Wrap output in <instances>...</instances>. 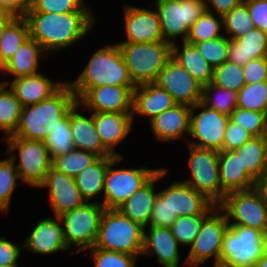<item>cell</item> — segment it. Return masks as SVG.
I'll return each mask as SVG.
<instances>
[{
  "mask_svg": "<svg viewBox=\"0 0 267 267\" xmlns=\"http://www.w3.org/2000/svg\"><path fill=\"white\" fill-rule=\"evenodd\" d=\"M24 17L28 22L30 37L47 54L71 47L86 36L96 22L93 12H27Z\"/></svg>",
  "mask_w": 267,
  "mask_h": 267,
  "instance_id": "1",
  "label": "cell"
},
{
  "mask_svg": "<svg viewBox=\"0 0 267 267\" xmlns=\"http://www.w3.org/2000/svg\"><path fill=\"white\" fill-rule=\"evenodd\" d=\"M77 102L74 92L65 83L49 99L24 106L16 131L11 136L44 141Z\"/></svg>",
  "mask_w": 267,
  "mask_h": 267,
  "instance_id": "2",
  "label": "cell"
},
{
  "mask_svg": "<svg viewBox=\"0 0 267 267\" xmlns=\"http://www.w3.org/2000/svg\"><path fill=\"white\" fill-rule=\"evenodd\" d=\"M79 101L91 88L104 85L135 86L116 43L96 51L76 81L66 82Z\"/></svg>",
  "mask_w": 267,
  "mask_h": 267,
  "instance_id": "3",
  "label": "cell"
},
{
  "mask_svg": "<svg viewBox=\"0 0 267 267\" xmlns=\"http://www.w3.org/2000/svg\"><path fill=\"white\" fill-rule=\"evenodd\" d=\"M144 227L118 209H104L95 248L139 256L143 249Z\"/></svg>",
  "mask_w": 267,
  "mask_h": 267,
  "instance_id": "4",
  "label": "cell"
},
{
  "mask_svg": "<svg viewBox=\"0 0 267 267\" xmlns=\"http://www.w3.org/2000/svg\"><path fill=\"white\" fill-rule=\"evenodd\" d=\"M117 44L135 86L155 83L159 72L172 57V44L163 40Z\"/></svg>",
  "mask_w": 267,
  "mask_h": 267,
  "instance_id": "5",
  "label": "cell"
},
{
  "mask_svg": "<svg viewBox=\"0 0 267 267\" xmlns=\"http://www.w3.org/2000/svg\"><path fill=\"white\" fill-rule=\"evenodd\" d=\"M267 249V236L254 228L229 225L223 237L220 263L229 267H254Z\"/></svg>",
  "mask_w": 267,
  "mask_h": 267,
  "instance_id": "6",
  "label": "cell"
},
{
  "mask_svg": "<svg viewBox=\"0 0 267 267\" xmlns=\"http://www.w3.org/2000/svg\"><path fill=\"white\" fill-rule=\"evenodd\" d=\"M8 144L6 153L18 151L20 159L16 164L14 153L9 158L14 162L22 182L29 186L39 187L52 167V158L43 141L22 139L16 136L3 138Z\"/></svg>",
  "mask_w": 267,
  "mask_h": 267,
  "instance_id": "7",
  "label": "cell"
},
{
  "mask_svg": "<svg viewBox=\"0 0 267 267\" xmlns=\"http://www.w3.org/2000/svg\"><path fill=\"white\" fill-rule=\"evenodd\" d=\"M104 209L100 202L90 200L58 216L69 249L74 245L75 252H81L94 247Z\"/></svg>",
  "mask_w": 267,
  "mask_h": 267,
  "instance_id": "8",
  "label": "cell"
},
{
  "mask_svg": "<svg viewBox=\"0 0 267 267\" xmlns=\"http://www.w3.org/2000/svg\"><path fill=\"white\" fill-rule=\"evenodd\" d=\"M190 178L182 182L205 195L216 206L223 200V188L219 173V151L203 149L187 144Z\"/></svg>",
  "mask_w": 267,
  "mask_h": 267,
  "instance_id": "9",
  "label": "cell"
},
{
  "mask_svg": "<svg viewBox=\"0 0 267 267\" xmlns=\"http://www.w3.org/2000/svg\"><path fill=\"white\" fill-rule=\"evenodd\" d=\"M163 41L174 44L182 36L186 41L193 23L206 11L204 0H154Z\"/></svg>",
  "mask_w": 267,
  "mask_h": 267,
  "instance_id": "10",
  "label": "cell"
},
{
  "mask_svg": "<svg viewBox=\"0 0 267 267\" xmlns=\"http://www.w3.org/2000/svg\"><path fill=\"white\" fill-rule=\"evenodd\" d=\"M229 224L225 213L216 206L203 220L201 229L190 246L184 266H201L214 258L213 264L220 263L223 237Z\"/></svg>",
  "mask_w": 267,
  "mask_h": 267,
  "instance_id": "11",
  "label": "cell"
},
{
  "mask_svg": "<svg viewBox=\"0 0 267 267\" xmlns=\"http://www.w3.org/2000/svg\"><path fill=\"white\" fill-rule=\"evenodd\" d=\"M123 156H116L108 165L104 179V200L100 203L105 209H117L133 193L141 188L158 170L140 168L113 169L123 160Z\"/></svg>",
  "mask_w": 267,
  "mask_h": 267,
  "instance_id": "12",
  "label": "cell"
},
{
  "mask_svg": "<svg viewBox=\"0 0 267 267\" xmlns=\"http://www.w3.org/2000/svg\"><path fill=\"white\" fill-rule=\"evenodd\" d=\"M218 207L229 225L254 228L267 236V206L255 188L227 193Z\"/></svg>",
  "mask_w": 267,
  "mask_h": 267,
  "instance_id": "13",
  "label": "cell"
},
{
  "mask_svg": "<svg viewBox=\"0 0 267 267\" xmlns=\"http://www.w3.org/2000/svg\"><path fill=\"white\" fill-rule=\"evenodd\" d=\"M197 110L200 112L195 113ZM230 116L210 109L201 102L191 108L190 131L196 141L186 139L187 144L203 149L221 151Z\"/></svg>",
  "mask_w": 267,
  "mask_h": 267,
  "instance_id": "14",
  "label": "cell"
},
{
  "mask_svg": "<svg viewBox=\"0 0 267 267\" xmlns=\"http://www.w3.org/2000/svg\"><path fill=\"white\" fill-rule=\"evenodd\" d=\"M155 84L165 89L177 104L193 107L201 102L203 86L173 57L159 72Z\"/></svg>",
  "mask_w": 267,
  "mask_h": 267,
  "instance_id": "15",
  "label": "cell"
},
{
  "mask_svg": "<svg viewBox=\"0 0 267 267\" xmlns=\"http://www.w3.org/2000/svg\"><path fill=\"white\" fill-rule=\"evenodd\" d=\"M136 86L104 85L91 88L78 103L91 112L132 113Z\"/></svg>",
  "mask_w": 267,
  "mask_h": 267,
  "instance_id": "16",
  "label": "cell"
},
{
  "mask_svg": "<svg viewBox=\"0 0 267 267\" xmlns=\"http://www.w3.org/2000/svg\"><path fill=\"white\" fill-rule=\"evenodd\" d=\"M158 194L168 201L172 214L179 216L208 215L216 205L205 195L181 181L171 183Z\"/></svg>",
  "mask_w": 267,
  "mask_h": 267,
  "instance_id": "17",
  "label": "cell"
},
{
  "mask_svg": "<svg viewBox=\"0 0 267 267\" xmlns=\"http://www.w3.org/2000/svg\"><path fill=\"white\" fill-rule=\"evenodd\" d=\"M124 14L127 39L117 43H147L163 40L156 10L127 4L124 7Z\"/></svg>",
  "mask_w": 267,
  "mask_h": 267,
  "instance_id": "18",
  "label": "cell"
},
{
  "mask_svg": "<svg viewBox=\"0 0 267 267\" xmlns=\"http://www.w3.org/2000/svg\"><path fill=\"white\" fill-rule=\"evenodd\" d=\"M46 187L49 188L51 212L55 216H60L86 202L76 186L75 178L58 172L52 167L39 186V188Z\"/></svg>",
  "mask_w": 267,
  "mask_h": 267,
  "instance_id": "19",
  "label": "cell"
},
{
  "mask_svg": "<svg viewBox=\"0 0 267 267\" xmlns=\"http://www.w3.org/2000/svg\"><path fill=\"white\" fill-rule=\"evenodd\" d=\"M58 216L44 218L37 222L31 234L26 237L22 244L28 252L41 255L56 254L69 249L63 236V226Z\"/></svg>",
  "mask_w": 267,
  "mask_h": 267,
  "instance_id": "20",
  "label": "cell"
},
{
  "mask_svg": "<svg viewBox=\"0 0 267 267\" xmlns=\"http://www.w3.org/2000/svg\"><path fill=\"white\" fill-rule=\"evenodd\" d=\"M168 169L159 168V170L135 193H133L117 209L132 221L139 223L147 228L150 216L157 198L158 191H155V183L167 174Z\"/></svg>",
  "mask_w": 267,
  "mask_h": 267,
  "instance_id": "21",
  "label": "cell"
},
{
  "mask_svg": "<svg viewBox=\"0 0 267 267\" xmlns=\"http://www.w3.org/2000/svg\"><path fill=\"white\" fill-rule=\"evenodd\" d=\"M191 108L176 104L148 121L154 137L158 141L169 142L189 135Z\"/></svg>",
  "mask_w": 267,
  "mask_h": 267,
  "instance_id": "22",
  "label": "cell"
},
{
  "mask_svg": "<svg viewBox=\"0 0 267 267\" xmlns=\"http://www.w3.org/2000/svg\"><path fill=\"white\" fill-rule=\"evenodd\" d=\"M144 227L143 249L141 255H156L164 267H179V243L172 235L170 227Z\"/></svg>",
  "mask_w": 267,
  "mask_h": 267,
  "instance_id": "23",
  "label": "cell"
},
{
  "mask_svg": "<svg viewBox=\"0 0 267 267\" xmlns=\"http://www.w3.org/2000/svg\"><path fill=\"white\" fill-rule=\"evenodd\" d=\"M3 83L10 86L24 107L49 99L65 84V81L55 82L39 72L35 75L13 79L11 82L3 81Z\"/></svg>",
  "mask_w": 267,
  "mask_h": 267,
  "instance_id": "24",
  "label": "cell"
},
{
  "mask_svg": "<svg viewBox=\"0 0 267 267\" xmlns=\"http://www.w3.org/2000/svg\"><path fill=\"white\" fill-rule=\"evenodd\" d=\"M79 106L77 102L70 110V130L75 149L89 151L99 157H116L103 145L95 128L93 112L88 117L84 116L77 112Z\"/></svg>",
  "mask_w": 267,
  "mask_h": 267,
  "instance_id": "25",
  "label": "cell"
},
{
  "mask_svg": "<svg viewBox=\"0 0 267 267\" xmlns=\"http://www.w3.org/2000/svg\"><path fill=\"white\" fill-rule=\"evenodd\" d=\"M93 120L103 145L114 155L115 147L131 133L132 113L93 112Z\"/></svg>",
  "mask_w": 267,
  "mask_h": 267,
  "instance_id": "26",
  "label": "cell"
},
{
  "mask_svg": "<svg viewBox=\"0 0 267 267\" xmlns=\"http://www.w3.org/2000/svg\"><path fill=\"white\" fill-rule=\"evenodd\" d=\"M177 103L173 97L155 83L136 86L133 90L132 120L134 114L148 117L150 121L156 115L174 107Z\"/></svg>",
  "mask_w": 267,
  "mask_h": 267,
  "instance_id": "27",
  "label": "cell"
},
{
  "mask_svg": "<svg viewBox=\"0 0 267 267\" xmlns=\"http://www.w3.org/2000/svg\"><path fill=\"white\" fill-rule=\"evenodd\" d=\"M219 173L223 199L229 192L255 188L256 181L246 172L234 150L219 151Z\"/></svg>",
  "mask_w": 267,
  "mask_h": 267,
  "instance_id": "28",
  "label": "cell"
},
{
  "mask_svg": "<svg viewBox=\"0 0 267 267\" xmlns=\"http://www.w3.org/2000/svg\"><path fill=\"white\" fill-rule=\"evenodd\" d=\"M267 57V33L254 28L246 35L230 40L228 62L244 66L252 59Z\"/></svg>",
  "mask_w": 267,
  "mask_h": 267,
  "instance_id": "29",
  "label": "cell"
},
{
  "mask_svg": "<svg viewBox=\"0 0 267 267\" xmlns=\"http://www.w3.org/2000/svg\"><path fill=\"white\" fill-rule=\"evenodd\" d=\"M47 54L40 44L29 37L15 54L1 67V71L11 74L14 79L24 76L35 75L38 72L40 57Z\"/></svg>",
  "mask_w": 267,
  "mask_h": 267,
  "instance_id": "30",
  "label": "cell"
},
{
  "mask_svg": "<svg viewBox=\"0 0 267 267\" xmlns=\"http://www.w3.org/2000/svg\"><path fill=\"white\" fill-rule=\"evenodd\" d=\"M172 57L202 86L212 82L214 68L200 55L194 44L182 41L181 48L177 42L172 44Z\"/></svg>",
  "mask_w": 267,
  "mask_h": 267,
  "instance_id": "31",
  "label": "cell"
},
{
  "mask_svg": "<svg viewBox=\"0 0 267 267\" xmlns=\"http://www.w3.org/2000/svg\"><path fill=\"white\" fill-rule=\"evenodd\" d=\"M246 172L257 181L267 172V135L253 136L234 150Z\"/></svg>",
  "mask_w": 267,
  "mask_h": 267,
  "instance_id": "32",
  "label": "cell"
},
{
  "mask_svg": "<svg viewBox=\"0 0 267 267\" xmlns=\"http://www.w3.org/2000/svg\"><path fill=\"white\" fill-rule=\"evenodd\" d=\"M115 157H100L76 177V186L86 202L104 191V179L109 163Z\"/></svg>",
  "mask_w": 267,
  "mask_h": 267,
  "instance_id": "33",
  "label": "cell"
},
{
  "mask_svg": "<svg viewBox=\"0 0 267 267\" xmlns=\"http://www.w3.org/2000/svg\"><path fill=\"white\" fill-rule=\"evenodd\" d=\"M30 37L25 17H15L6 27L0 39V67H2Z\"/></svg>",
  "mask_w": 267,
  "mask_h": 267,
  "instance_id": "34",
  "label": "cell"
},
{
  "mask_svg": "<svg viewBox=\"0 0 267 267\" xmlns=\"http://www.w3.org/2000/svg\"><path fill=\"white\" fill-rule=\"evenodd\" d=\"M23 105L7 84L0 86V131L11 136L18 126Z\"/></svg>",
  "mask_w": 267,
  "mask_h": 267,
  "instance_id": "35",
  "label": "cell"
},
{
  "mask_svg": "<svg viewBox=\"0 0 267 267\" xmlns=\"http://www.w3.org/2000/svg\"><path fill=\"white\" fill-rule=\"evenodd\" d=\"M100 157L92 152L73 149L72 151L54 157L52 168L75 178L85 168L94 164Z\"/></svg>",
  "mask_w": 267,
  "mask_h": 267,
  "instance_id": "36",
  "label": "cell"
},
{
  "mask_svg": "<svg viewBox=\"0 0 267 267\" xmlns=\"http://www.w3.org/2000/svg\"><path fill=\"white\" fill-rule=\"evenodd\" d=\"M237 102L238 92L236 91L218 87L212 82L202 87L201 103L210 109L230 116L237 108Z\"/></svg>",
  "mask_w": 267,
  "mask_h": 267,
  "instance_id": "37",
  "label": "cell"
},
{
  "mask_svg": "<svg viewBox=\"0 0 267 267\" xmlns=\"http://www.w3.org/2000/svg\"><path fill=\"white\" fill-rule=\"evenodd\" d=\"M214 13L205 11L191 26L187 42L196 43L224 36L221 34L223 26V17L219 15L217 19Z\"/></svg>",
  "mask_w": 267,
  "mask_h": 267,
  "instance_id": "38",
  "label": "cell"
},
{
  "mask_svg": "<svg viewBox=\"0 0 267 267\" xmlns=\"http://www.w3.org/2000/svg\"><path fill=\"white\" fill-rule=\"evenodd\" d=\"M43 142L52 159L75 148L70 130V111L62 120L58 121V125L53 128Z\"/></svg>",
  "mask_w": 267,
  "mask_h": 267,
  "instance_id": "39",
  "label": "cell"
},
{
  "mask_svg": "<svg viewBox=\"0 0 267 267\" xmlns=\"http://www.w3.org/2000/svg\"><path fill=\"white\" fill-rule=\"evenodd\" d=\"M223 26L224 34L230 40H236L255 28L244 2L223 16Z\"/></svg>",
  "mask_w": 267,
  "mask_h": 267,
  "instance_id": "40",
  "label": "cell"
},
{
  "mask_svg": "<svg viewBox=\"0 0 267 267\" xmlns=\"http://www.w3.org/2000/svg\"><path fill=\"white\" fill-rule=\"evenodd\" d=\"M237 107L267 115V81L245 84L238 91Z\"/></svg>",
  "mask_w": 267,
  "mask_h": 267,
  "instance_id": "41",
  "label": "cell"
},
{
  "mask_svg": "<svg viewBox=\"0 0 267 267\" xmlns=\"http://www.w3.org/2000/svg\"><path fill=\"white\" fill-rule=\"evenodd\" d=\"M20 179L14 162L8 157L0 160V211H9L11 198Z\"/></svg>",
  "mask_w": 267,
  "mask_h": 267,
  "instance_id": "42",
  "label": "cell"
},
{
  "mask_svg": "<svg viewBox=\"0 0 267 267\" xmlns=\"http://www.w3.org/2000/svg\"><path fill=\"white\" fill-rule=\"evenodd\" d=\"M212 83L224 89L238 92L245 85L243 66L224 62L214 68Z\"/></svg>",
  "mask_w": 267,
  "mask_h": 267,
  "instance_id": "43",
  "label": "cell"
},
{
  "mask_svg": "<svg viewBox=\"0 0 267 267\" xmlns=\"http://www.w3.org/2000/svg\"><path fill=\"white\" fill-rule=\"evenodd\" d=\"M230 39L227 35L212 40L192 43L200 55L213 67L222 65L228 60Z\"/></svg>",
  "mask_w": 267,
  "mask_h": 267,
  "instance_id": "44",
  "label": "cell"
},
{
  "mask_svg": "<svg viewBox=\"0 0 267 267\" xmlns=\"http://www.w3.org/2000/svg\"><path fill=\"white\" fill-rule=\"evenodd\" d=\"M207 215L179 216L170 226L179 245L191 246Z\"/></svg>",
  "mask_w": 267,
  "mask_h": 267,
  "instance_id": "45",
  "label": "cell"
},
{
  "mask_svg": "<svg viewBox=\"0 0 267 267\" xmlns=\"http://www.w3.org/2000/svg\"><path fill=\"white\" fill-rule=\"evenodd\" d=\"M230 120L250 132L253 136L267 135V115L257 111L236 108Z\"/></svg>",
  "mask_w": 267,
  "mask_h": 267,
  "instance_id": "46",
  "label": "cell"
},
{
  "mask_svg": "<svg viewBox=\"0 0 267 267\" xmlns=\"http://www.w3.org/2000/svg\"><path fill=\"white\" fill-rule=\"evenodd\" d=\"M84 4V0H31V7L27 12L68 13L92 12Z\"/></svg>",
  "mask_w": 267,
  "mask_h": 267,
  "instance_id": "47",
  "label": "cell"
},
{
  "mask_svg": "<svg viewBox=\"0 0 267 267\" xmlns=\"http://www.w3.org/2000/svg\"><path fill=\"white\" fill-rule=\"evenodd\" d=\"M89 250L94 267H136L137 256L95 247Z\"/></svg>",
  "mask_w": 267,
  "mask_h": 267,
  "instance_id": "48",
  "label": "cell"
},
{
  "mask_svg": "<svg viewBox=\"0 0 267 267\" xmlns=\"http://www.w3.org/2000/svg\"><path fill=\"white\" fill-rule=\"evenodd\" d=\"M178 218L176 214H172L168 201H165L159 194L154 202V207L150 216L148 226L170 227Z\"/></svg>",
  "mask_w": 267,
  "mask_h": 267,
  "instance_id": "49",
  "label": "cell"
},
{
  "mask_svg": "<svg viewBox=\"0 0 267 267\" xmlns=\"http://www.w3.org/2000/svg\"><path fill=\"white\" fill-rule=\"evenodd\" d=\"M252 137L253 135L250 132L229 119L221 150H236Z\"/></svg>",
  "mask_w": 267,
  "mask_h": 267,
  "instance_id": "50",
  "label": "cell"
},
{
  "mask_svg": "<svg viewBox=\"0 0 267 267\" xmlns=\"http://www.w3.org/2000/svg\"><path fill=\"white\" fill-rule=\"evenodd\" d=\"M245 84L267 81V57L256 58L243 66Z\"/></svg>",
  "mask_w": 267,
  "mask_h": 267,
  "instance_id": "51",
  "label": "cell"
},
{
  "mask_svg": "<svg viewBox=\"0 0 267 267\" xmlns=\"http://www.w3.org/2000/svg\"><path fill=\"white\" fill-rule=\"evenodd\" d=\"M254 27L267 33V0H244Z\"/></svg>",
  "mask_w": 267,
  "mask_h": 267,
  "instance_id": "52",
  "label": "cell"
},
{
  "mask_svg": "<svg viewBox=\"0 0 267 267\" xmlns=\"http://www.w3.org/2000/svg\"><path fill=\"white\" fill-rule=\"evenodd\" d=\"M22 244L17 245L7 240L4 236L0 237V265L17 263L21 255Z\"/></svg>",
  "mask_w": 267,
  "mask_h": 267,
  "instance_id": "53",
  "label": "cell"
},
{
  "mask_svg": "<svg viewBox=\"0 0 267 267\" xmlns=\"http://www.w3.org/2000/svg\"><path fill=\"white\" fill-rule=\"evenodd\" d=\"M31 7V0H0V9L14 17H23Z\"/></svg>",
  "mask_w": 267,
  "mask_h": 267,
  "instance_id": "54",
  "label": "cell"
},
{
  "mask_svg": "<svg viewBox=\"0 0 267 267\" xmlns=\"http://www.w3.org/2000/svg\"><path fill=\"white\" fill-rule=\"evenodd\" d=\"M243 1L244 0H204L206 11L222 17L234 7L239 6Z\"/></svg>",
  "mask_w": 267,
  "mask_h": 267,
  "instance_id": "55",
  "label": "cell"
},
{
  "mask_svg": "<svg viewBox=\"0 0 267 267\" xmlns=\"http://www.w3.org/2000/svg\"><path fill=\"white\" fill-rule=\"evenodd\" d=\"M255 189L261 194L263 202L267 206V172L256 181Z\"/></svg>",
  "mask_w": 267,
  "mask_h": 267,
  "instance_id": "56",
  "label": "cell"
},
{
  "mask_svg": "<svg viewBox=\"0 0 267 267\" xmlns=\"http://www.w3.org/2000/svg\"><path fill=\"white\" fill-rule=\"evenodd\" d=\"M15 17L9 14H6L1 20H0V39L2 38L3 32L5 30V27L14 19Z\"/></svg>",
  "mask_w": 267,
  "mask_h": 267,
  "instance_id": "57",
  "label": "cell"
},
{
  "mask_svg": "<svg viewBox=\"0 0 267 267\" xmlns=\"http://www.w3.org/2000/svg\"><path fill=\"white\" fill-rule=\"evenodd\" d=\"M254 267H267V249L261 255L260 259L255 263Z\"/></svg>",
  "mask_w": 267,
  "mask_h": 267,
  "instance_id": "58",
  "label": "cell"
},
{
  "mask_svg": "<svg viewBox=\"0 0 267 267\" xmlns=\"http://www.w3.org/2000/svg\"><path fill=\"white\" fill-rule=\"evenodd\" d=\"M0 267H19L18 263H12L9 265H0Z\"/></svg>",
  "mask_w": 267,
  "mask_h": 267,
  "instance_id": "59",
  "label": "cell"
},
{
  "mask_svg": "<svg viewBox=\"0 0 267 267\" xmlns=\"http://www.w3.org/2000/svg\"><path fill=\"white\" fill-rule=\"evenodd\" d=\"M213 267H229L221 263L213 264Z\"/></svg>",
  "mask_w": 267,
  "mask_h": 267,
  "instance_id": "60",
  "label": "cell"
},
{
  "mask_svg": "<svg viewBox=\"0 0 267 267\" xmlns=\"http://www.w3.org/2000/svg\"><path fill=\"white\" fill-rule=\"evenodd\" d=\"M6 15L5 12H3L1 9H0V20Z\"/></svg>",
  "mask_w": 267,
  "mask_h": 267,
  "instance_id": "61",
  "label": "cell"
}]
</instances>
